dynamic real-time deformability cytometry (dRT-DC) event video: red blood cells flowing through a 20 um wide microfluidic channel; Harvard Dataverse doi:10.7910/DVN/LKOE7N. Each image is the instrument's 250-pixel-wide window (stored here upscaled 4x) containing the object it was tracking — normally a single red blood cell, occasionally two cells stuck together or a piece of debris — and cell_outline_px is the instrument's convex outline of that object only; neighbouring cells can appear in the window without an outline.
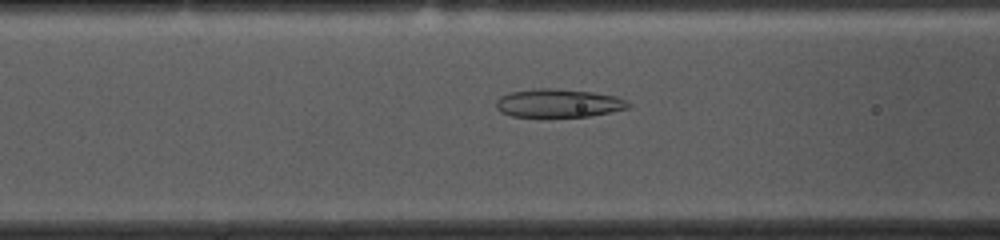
{"species": "common noctule bat (a hibernating species)", "species_latin": "Nyctalus noctula", "temperature_condition": "cold", "stored_images_in_passage": 53, "camera_frame_rate_fps": 3000, "um_per_image_px": 0.085, "animal": {"sex": "female", "body_mass_g": 10.0, "forearm_length_mm": 53.1}, "frame": {"image": 1, "passage_image": 19, "time_ms": 6.0, "image_size_px": [1000, 240], "cell_outline_px": [[632, 104], [628, 108], [588, 116], [512, 116], [500, 112], [496, 108], [496, 100], [500, 96], [508, 92], [536, 88], [556, 88], [592, 92], [616, 96], [628, 100]], "centroid_in_image_um": [47.45, 8.75], "position_along_channel_um": 119.1, "area_um2": 21.85}}
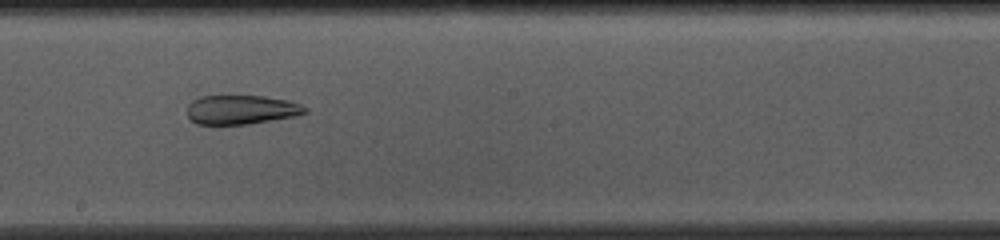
{"frame": {"image": 2, "passage_image": 28, "time_ms": 9.0, "image_size_px": [1000, 240], "cell_outline_px": [[308, 112], [296, 116], [248, 124], [196, 124], [188, 116], [188, 104], [192, 100], [200, 96], [264, 96], [288, 100], [300, 104], [308, 108]], "centroid_in_image_um": [20.53, 9.32], "position_along_channel_um": 227.7, "area_um2": 20.06}}
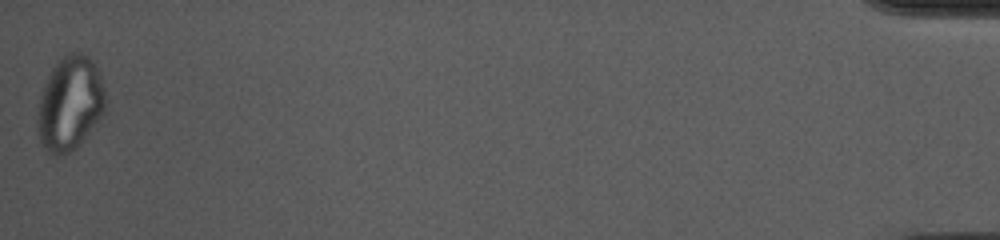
{"frame": {"image": 3, "passage_image": 53, "time_ms": 17.333, "image_size_px": [1000, 240], "cell_outline_px": [[108, 104], [100, 120], [80, 144], [76, 148], [68, 152], [56, 156], [48, 152], [40, 140], [36, 128], [36, 112], [40, 96], [48, 76], [52, 68], [68, 52], [80, 52], [88, 56], [92, 60], [100, 76], [104, 88]], "centroid_in_image_um": [5.95, 8.82], "position_along_channel_um": 429.2, "area_um2": 37.63}, "authors_computed_cell_mechanics": {"area_um2": 26.8192, "velocity_mm_per_s": 3.6281, "shape_relaxation_time_tau1_ms": null, "shape_relaxation_time_tau2_ms": 3.8141, "deformation_change_tau1": null, "deformation_change_tau2": 0.0824}}